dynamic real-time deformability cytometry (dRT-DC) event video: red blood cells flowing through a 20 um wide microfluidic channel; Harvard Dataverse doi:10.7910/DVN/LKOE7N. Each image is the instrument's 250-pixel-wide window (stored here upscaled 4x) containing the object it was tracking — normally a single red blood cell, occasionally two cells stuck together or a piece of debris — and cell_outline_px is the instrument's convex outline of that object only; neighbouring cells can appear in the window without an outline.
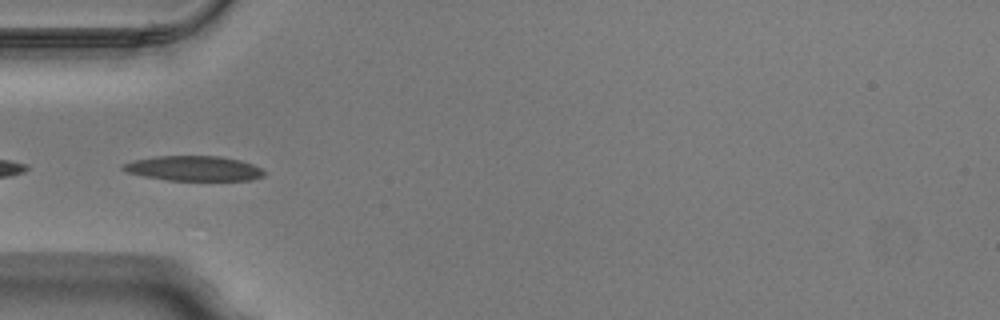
{"species": "Egyptian fruit bat (a non-hibernating species)", "species_latin": "Rousettus aegyptiacus", "temperature_condition": "warm", "stored_images_in_passage": 47, "camera_frame_rate_fps": 3000, "um_per_image_px": 0.085, "animal": {"sex": "male"}, "frame": {"image": 1, "passage_image": 13, "time_ms": 4.0, "image_size_px": [1000, 320], "cell_outline_px": [[264, 176], [252, 180], [168, 180], [144, 176], [128, 172], [120, 168], [120, 164], [132, 160], [156, 156], [220, 156], [240, 160], [252, 164], [260, 168], [264, 172]], "centroid_in_image_um": [16.44, 14.31], "position_along_channel_um": 68.6, "area_um2": 20.52}}
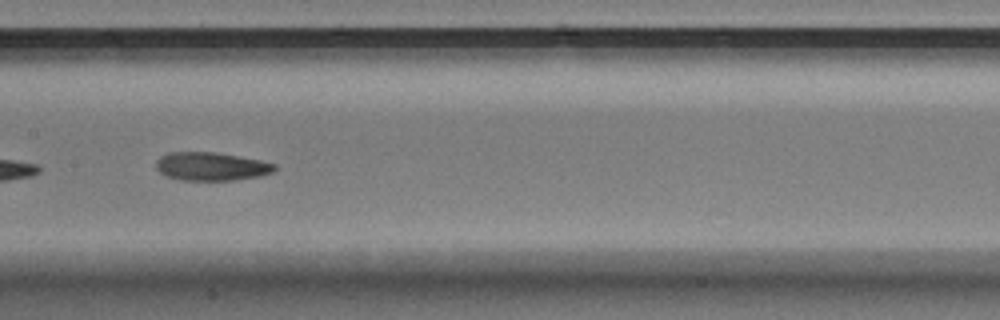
{"frame": {"image": 2, "passage_image": 22, "time_ms": 7.0, "image_size_px": [1000, 320], "cell_outline_px": [[276, 168], [272, 172], [260, 176], [236, 180], [180, 180], [168, 176], [160, 172], [156, 168], [156, 160], [160, 156], [168, 152], [216, 152], [260, 160], [276, 164]], "centroid_in_image_um": [17.95, 14.14], "position_along_channel_um": 189.5, "area_um2": 19.59}}
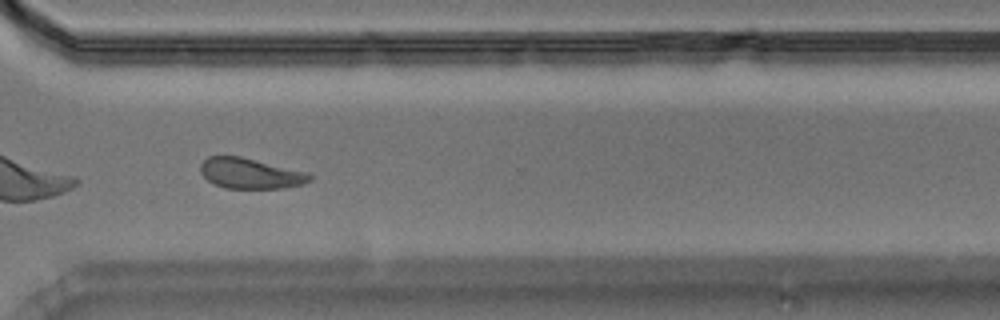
{"frame": {"image": 3, "passage_image": 34, "time_ms": 11.0, "image_size_px": [1000, 320], "cell_outline_px": [[312, 180], [304, 184], [284, 188], [224, 188], [208, 180], [200, 172], [200, 164], [208, 156], [240, 156], [308, 172], [312, 176]], "centroid_in_image_um": [21.3, 14.74], "position_along_channel_um": 349.3, "area_um2": 19.42}, "authors_computed_cell_mechanics": {"area_um2": 20.808, "velocity_mm_per_s": 4.0018, "shape_relaxation_time_tau1_ms": 4.2626, "shape_relaxation_time_tau2_ms": 2.6002, "deformation_change_tau1": 0.1232, "deformation_change_tau2": 0.1043}}